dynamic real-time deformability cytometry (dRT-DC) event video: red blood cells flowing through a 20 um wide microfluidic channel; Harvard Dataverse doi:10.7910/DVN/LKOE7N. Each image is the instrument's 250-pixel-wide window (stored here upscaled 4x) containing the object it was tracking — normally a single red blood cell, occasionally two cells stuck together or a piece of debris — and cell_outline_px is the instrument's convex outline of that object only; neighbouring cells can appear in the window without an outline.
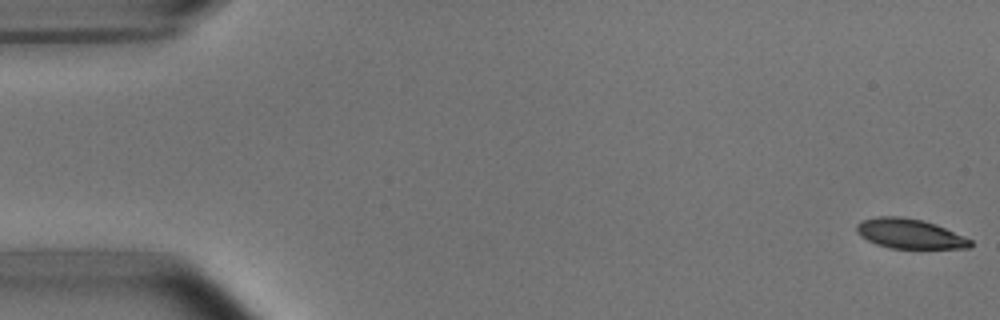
{"species": "common noctule bat (a hibernating species)", "species_latin": "Nyctalus noctula", "temperature_condition": "room temperature", "stored_images_in_passage": 6, "segment_of_instrument_passage": [2, 2], "camera_frame_rate_fps": 3000, "um_per_image_px": 0.085, "animal": {"sex": "male", "body_mass_g": 15.6}, "frame": {"image": 1, "passage_image": 6, "time_ms": 5.667, "image_size_px": [1000, 320], "cell_outline_px": [[972, 244], [968, 248], [888, 248], [876, 244], [860, 236], [856, 232], [856, 224], [860, 220], [876, 216], [900, 216], [924, 220], [936, 224], [972, 240]], "centroid_in_image_um": [77.27, 19.85], "position_along_channel_um": 7.7, "area_um2": 19.83}}